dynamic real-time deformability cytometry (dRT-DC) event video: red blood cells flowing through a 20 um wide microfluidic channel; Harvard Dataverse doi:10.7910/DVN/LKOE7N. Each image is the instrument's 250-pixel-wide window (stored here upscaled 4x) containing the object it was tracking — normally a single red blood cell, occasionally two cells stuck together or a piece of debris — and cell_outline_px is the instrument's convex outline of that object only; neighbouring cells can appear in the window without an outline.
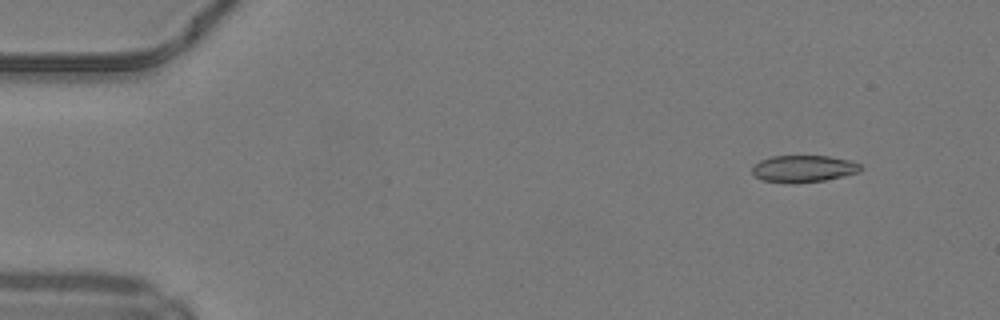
{"species": "common noctule bat (a hibernating species)", "species_latin": "Nyctalus noctula", "temperature_condition": "warm", "stored_images_in_passage": 21, "camera_frame_rate_fps": 3000, "um_per_image_px": 0.085, "animal": {"sex": "male", "body_mass_g": 19.2, "forearm_length_mm": 51.8}, "frame": {"image": 1, "passage_image": 5, "time_ms": 1.333, "image_size_px": [1000, 320], "cell_outline_px": [[864, 168], [860, 172], [844, 176], [824, 180], [796, 184], [788, 184], [764, 180], [756, 176], [752, 172], [752, 168], [760, 160], [772, 156], [828, 156], [848, 160], [860, 164]], "centroid_in_image_um": [68.32, 14.35], "position_along_channel_um": 16.7, "area_um2": 17.11}}
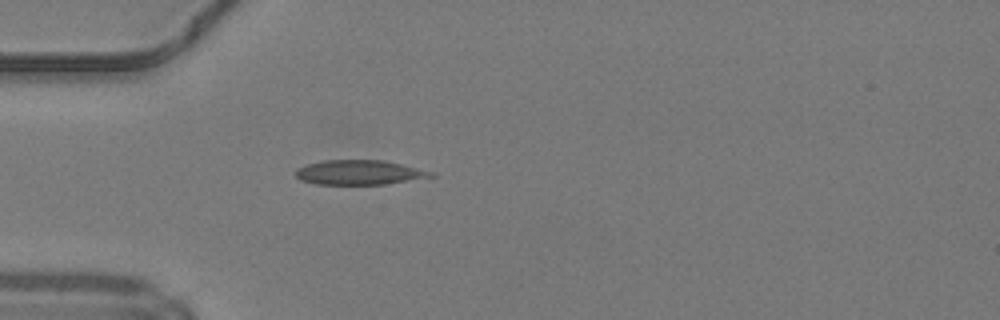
{"frame": {"image": 2, "passage_image": 15, "time_ms": 4.667, "image_size_px": [1000, 320], "cell_outline_px": [[436, 176], [384, 184], [316, 184], [300, 180], [296, 176], [296, 172], [300, 168], [308, 164], [324, 160], [384, 160], [432, 172]], "centroid_in_image_um": [30.52, 14.66], "position_along_channel_um": 54.5, "area_um2": 19.02}}
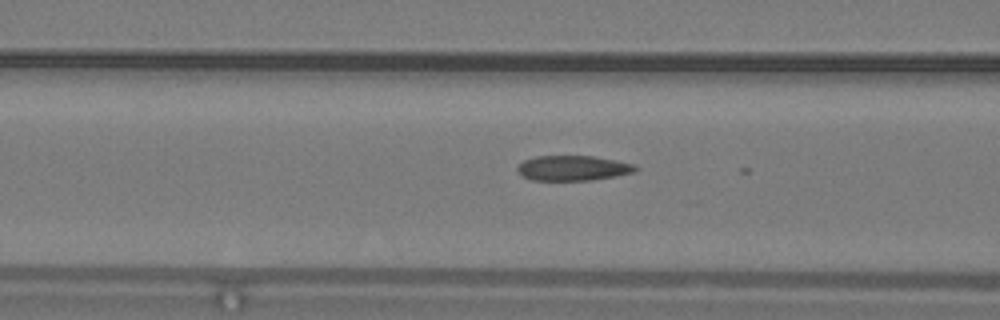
{"frame": {"image": 3, "passage_image": 20, "time_ms": 6.333, "image_size_px": [1000, 320], "cell_outline_px": [[640, 168], [636, 172], [616, 176], [592, 180], [532, 180], [524, 176], [516, 168], [524, 160], [536, 156], [592, 156], [616, 160], [632, 164]], "centroid_in_image_um": [48.74, 14.29], "position_along_channel_um": 117.9, "area_um2": 17.17}}